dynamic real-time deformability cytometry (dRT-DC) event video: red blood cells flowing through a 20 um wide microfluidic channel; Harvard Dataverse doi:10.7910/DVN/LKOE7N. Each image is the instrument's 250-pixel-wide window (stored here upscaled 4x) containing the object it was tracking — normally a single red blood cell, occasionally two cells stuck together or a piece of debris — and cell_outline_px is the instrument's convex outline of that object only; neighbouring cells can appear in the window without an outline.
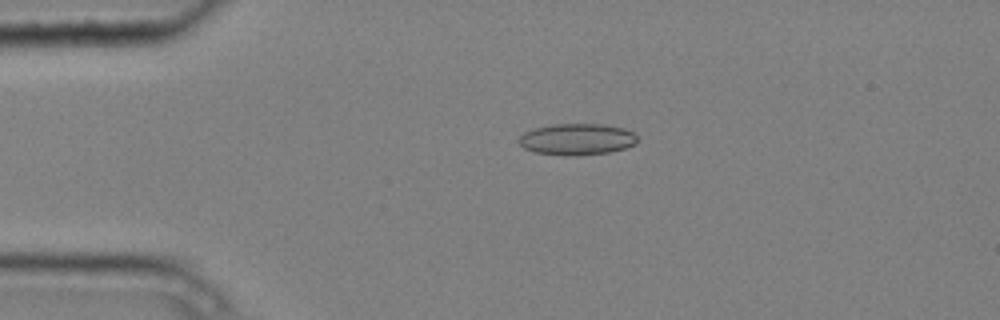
{"species": "common noctule bat (a hibernating species)", "species_latin": "Nyctalus noctula", "temperature_condition": "cold", "stored_images_in_passage": 4, "camera_frame_rate_fps": 3000, "um_per_image_px": 0.085, "animal": {"sex": "male", "body_mass_g": 20.4}, "frame": {"image": 1, "passage_image": 3, "time_ms": 0.667, "image_size_px": [1000, 320], "cell_outline_px": [[636, 144], [624, 148], [608, 152], [576, 156], [564, 156], [536, 152], [524, 148], [520, 144], [520, 136], [524, 132], [536, 128], [556, 124], [604, 124], [624, 128], [632, 132], [636, 136]], "centroid_in_image_um": [49.05, 11.84], "position_along_channel_um": 35.9, "area_um2": 21.56}}